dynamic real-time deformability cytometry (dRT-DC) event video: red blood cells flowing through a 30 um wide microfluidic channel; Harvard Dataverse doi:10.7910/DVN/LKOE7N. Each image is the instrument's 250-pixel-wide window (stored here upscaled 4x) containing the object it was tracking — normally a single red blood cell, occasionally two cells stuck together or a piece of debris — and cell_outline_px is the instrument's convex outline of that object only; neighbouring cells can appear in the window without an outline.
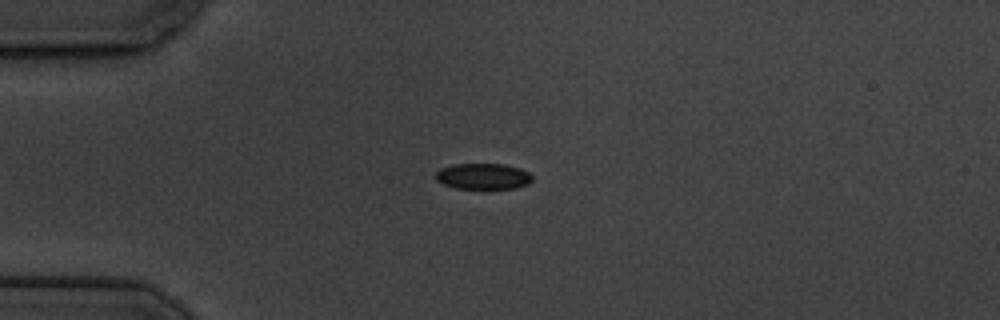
{"species": "common noctule bat (a hibernating species)", "species_latin": "Nyctalus noctula", "temperature_condition": "cold", "stored_images_in_passage": 7, "camera_frame_rate_fps": 3000, "um_per_image_px": 0.085, "animal": {"sex": "male", "body_mass_g": 19.5, "forearm_length_mm": 54.6}, "frame": {"image": 1, "passage_image": 4, "time_ms": 3.667, "image_size_px": [1000, 320], "cell_outline_px": [[532, 180], [528, 184], [516, 188], [456, 188], [444, 184], [436, 180], [436, 172], [440, 168], [452, 164], [504, 164], [520, 168], [528, 172], [532, 176]], "centroid_in_image_um": [41.07, 14.98], "position_along_channel_um": 43.9, "area_um2": 14.57}}
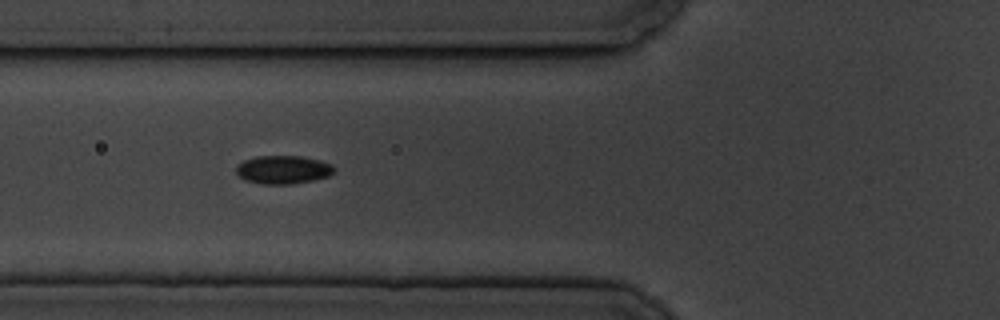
{"frame": {"image": 2, "passage_image": 6, "time_ms": 6.0, "image_size_px": [1000, 320], "cell_outline_px": [[332, 172], [328, 176], [312, 180], [288, 184], [264, 184], [244, 180], [236, 172], [236, 164], [244, 160], [256, 156], [304, 156], [320, 160], [332, 164]], "centroid_in_image_um": [24.02, 14.41], "position_along_channel_um": 101.8, "area_um2": 16.07}}
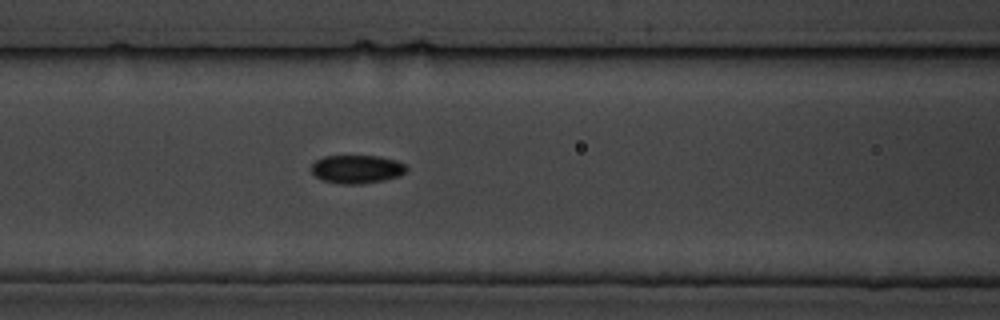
{"frame": {"image": 3, "passage_image": 7, "time_ms": 7.0, "image_size_px": [1000, 320], "cell_outline_px": [[408, 168], [400, 176], [360, 184], [340, 184], [324, 180], [316, 176], [312, 172], [312, 164], [316, 160], [324, 156], [380, 156], [396, 160], [404, 164]], "centroid_in_image_um": [30.33, 14.37], "position_along_channel_um": 136.3, "area_um2": 15.55}}